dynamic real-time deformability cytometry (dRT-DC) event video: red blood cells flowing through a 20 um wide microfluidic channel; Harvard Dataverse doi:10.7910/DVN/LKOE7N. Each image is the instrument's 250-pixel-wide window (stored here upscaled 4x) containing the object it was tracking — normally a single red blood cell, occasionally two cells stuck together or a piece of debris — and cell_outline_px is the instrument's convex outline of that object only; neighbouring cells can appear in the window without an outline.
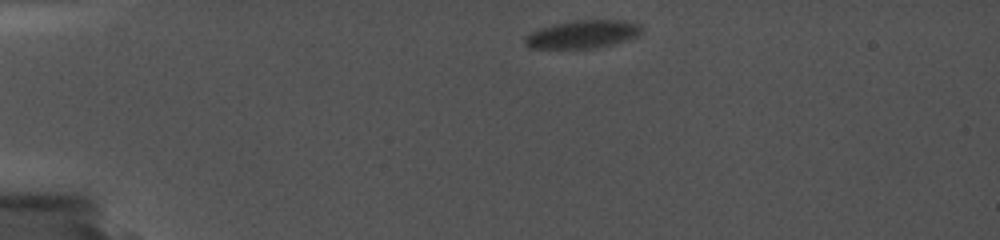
{"species": "common noctule bat (a hibernating species)", "species_latin": "Nyctalus noctula", "temperature_condition": "cold", "stored_images_in_passage": 64, "camera_frame_rate_fps": 5000, "um_per_image_px": 0.085, "animal": {"sex": "female", "body_mass_g": 19.0, "forearm_length_mm": 56.7}, "frame": {"image": 1, "passage_image": 1, "time_ms": 0.0, "image_size_px": [1000, 240], "cell_outline_px": [[640, 32], [636, 36], [612, 44], [592, 48], [528, 48], [524, 44], [524, 36], [540, 28], [556, 24], [576, 20], [624, 20], [640, 24]], "centroid_in_image_um": [49.47, 2.91], "position_along_channel_um": 35.5, "area_um2": 18.73}}
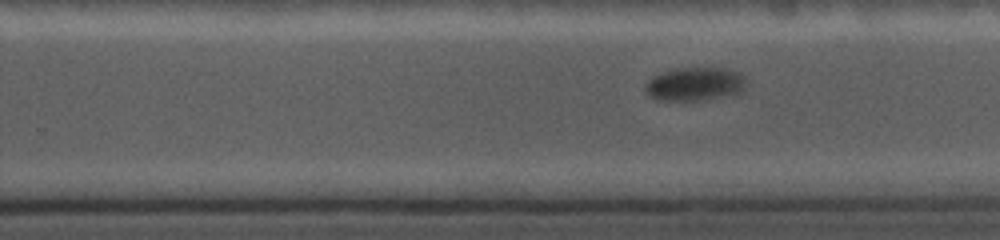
{"frame": {"image": 2, "passage_image": 42, "time_ms": 8.4, "image_size_px": [1000, 240], "cell_outline_px": [[744, 88], [740, 92], [732, 96], [708, 100], [660, 100], [648, 96], [644, 92], [644, 88], [652, 76], [664, 72], [680, 68], [724, 68], [736, 72], [744, 80]], "centroid_in_image_um": [59.04, 7.17], "position_along_channel_um": 270.8, "area_um2": 19.59}}
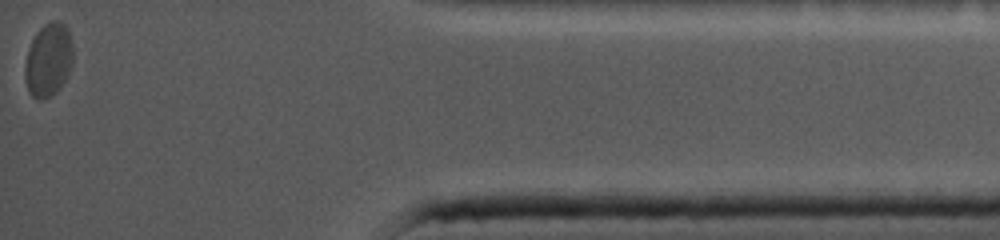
{"frame": {"image": 3, "passage_image": 64, "time_ms": 13.8, "image_size_px": [1000, 240], "cell_outline_px": [[72, 64], [64, 80], [56, 92], [40, 100], [32, 96], [28, 92], [24, 76], [24, 64], [28, 48], [36, 32], [44, 24], [52, 20], [56, 20], [64, 24], [68, 32], [72, 44]], "centroid_in_image_um": [4.08, 5.08], "position_along_channel_um": 431.1, "area_um2": 20.46}}